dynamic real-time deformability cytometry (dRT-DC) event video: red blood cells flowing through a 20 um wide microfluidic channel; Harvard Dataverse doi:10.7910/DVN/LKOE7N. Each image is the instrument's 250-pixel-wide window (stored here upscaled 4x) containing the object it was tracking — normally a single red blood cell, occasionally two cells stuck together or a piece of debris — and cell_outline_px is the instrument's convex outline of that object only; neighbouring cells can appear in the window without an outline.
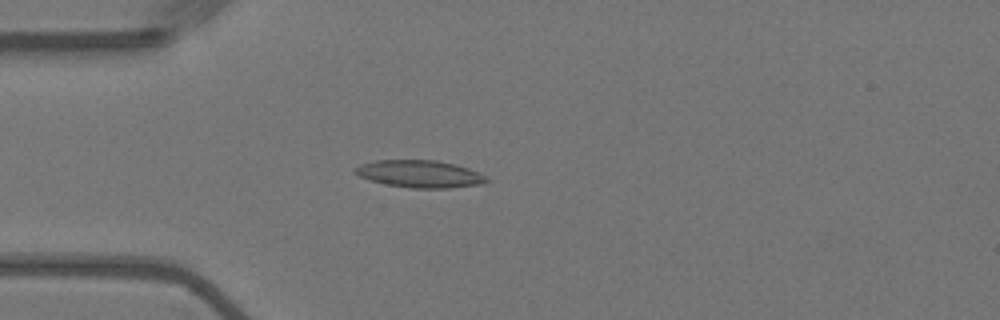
{"species": "Egyptian fruit bat (a non-hibernating species)", "species_latin": "Rousettus aegyptiacus", "temperature_condition": "warm", "stored_images_in_passage": 56, "camera_frame_rate_fps": 3000, "um_per_image_px": 0.085, "animal": {"sex": "female"}, "frame": {"image": 1, "passage_image": 15, "time_ms": 4.667, "image_size_px": [1000, 320], "cell_outline_px": [[492, 180], [484, 184], [448, 188], [412, 188], [384, 184], [368, 180], [352, 172], [352, 168], [360, 164], [376, 160], [436, 160], [456, 164], [468, 168]], "centroid_in_image_um": [35.65, 14.78], "position_along_channel_um": 49.4, "area_um2": 21.15}}
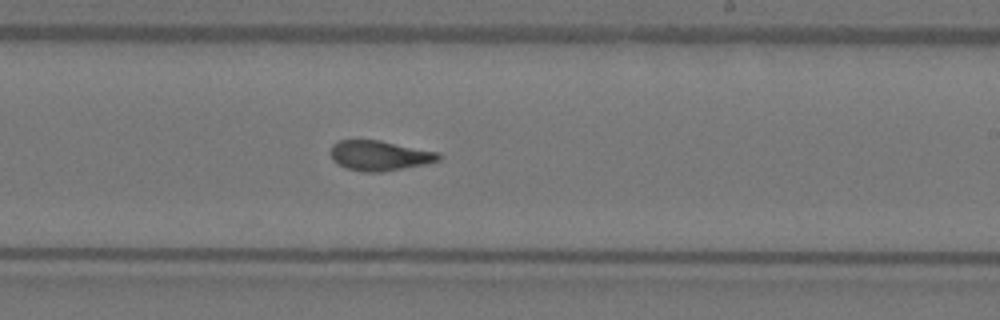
{"frame": {"image": 2, "passage_image": 33, "time_ms": 10.667, "image_size_px": [1000, 320], "cell_outline_px": [[440, 160], [424, 164], [384, 172], [364, 172], [344, 168], [336, 164], [332, 160], [328, 152], [332, 144], [340, 140], [380, 140], [440, 152]], "centroid_in_image_um": [32.21, 13.22], "position_along_channel_um": 256.8, "area_um2": 19.25}}
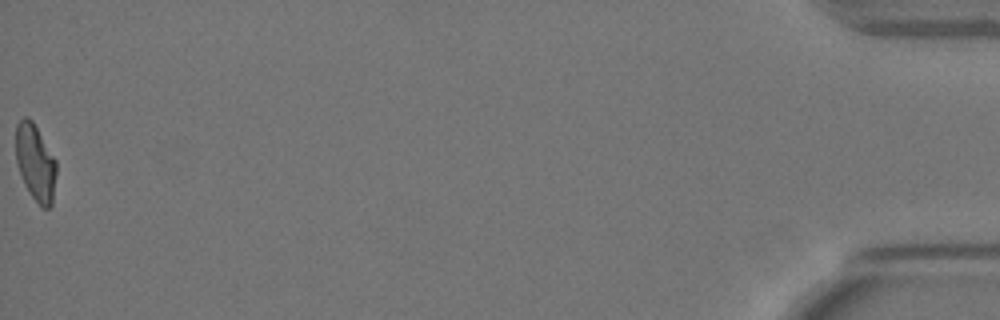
{"frame": {"image": 3, "passage_image": 56, "time_ms": 18.333, "image_size_px": [1000, 320], "cell_outline_px": [[56, 172], [52, 204], [48, 208], [40, 208], [28, 192], [24, 184], [16, 160], [16, 124], [24, 116], [28, 116], [32, 120], [56, 160]], "centroid_in_image_um": [3.01, 13.84], "position_along_channel_um": 432.2, "area_um2": 18.15}, "authors_computed_cell_mechanics": {"area_um2": 19.2474, "velocity_mm_per_s": 3.6233, "shape_relaxation_time_tau1_ms": 9.2947, "shape_relaxation_time_tau2_ms": 1.7818, "deformation_change_tau1": 0.259, "deformation_change_tau2": 0.0959}}